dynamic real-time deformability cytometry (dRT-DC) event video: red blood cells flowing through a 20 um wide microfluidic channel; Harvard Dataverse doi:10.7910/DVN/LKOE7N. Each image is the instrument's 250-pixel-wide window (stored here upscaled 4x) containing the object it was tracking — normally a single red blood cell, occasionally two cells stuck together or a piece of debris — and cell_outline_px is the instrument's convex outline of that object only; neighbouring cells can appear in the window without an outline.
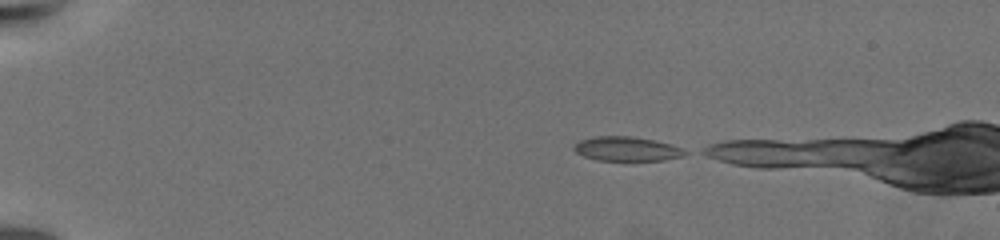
{"species": "common noctule bat (a hibernating species)", "species_latin": "Nyctalus noctula", "temperature_condition": "warm", "stored_images_in_passage": 6, "camera_frame_rate_fps": 3000, "um_per_image_px": 0.085, "animal": {"sex": "female", "body_mass_g": 19.5, "forearm_length_mm": 54.1}, "frame": {"image": 1, "passage_image": 1, "time_ms": 0.0, "image_size_px": [1000, 240], "cell_outline_px": [[688, 152], [684, 156], [664, 160], [596, 160], [584, 156], [576, 152], [572, 148], [572, 144], [580, 140], [592, 136], [632, 136], [656, 140], [672, 144]], "centroid_in_image_um": [53.25, 12.64], "position_along_channel_um": 31.8, "area_um2": 15.9}}